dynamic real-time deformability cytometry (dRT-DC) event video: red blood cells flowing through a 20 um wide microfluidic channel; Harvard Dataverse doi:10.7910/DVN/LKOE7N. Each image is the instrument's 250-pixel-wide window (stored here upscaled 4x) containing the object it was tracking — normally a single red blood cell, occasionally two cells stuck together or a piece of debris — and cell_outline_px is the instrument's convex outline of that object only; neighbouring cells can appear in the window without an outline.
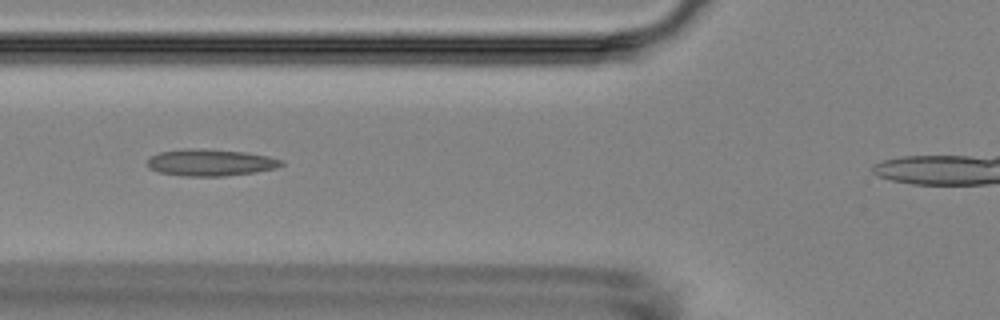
{"species": "Egyptian fruit bat (a non-hibernating species)", "species_latin": "Rousettus aegyptiacus", "temperature_condition": "room temperature", "stored_images_in_passage": 11, "segment_of_instrument_passage": [1, 2], "camera_frame_rate_fps": 3000, "um_per_image_px": 0.085, "animal": {"sex": "female"}, "frame": {"image": 1, "passage_image": 5, "time_ms": 4.667, "image_size_px": [1000, 320], "cell_outline_px": [[284, 164], [276, 168], [256, 172], [224, 176], [184, 176], [160, 172], [148, 168], [148, 160], [152, 156], [160, 152], [184, 148], [204, 148], [244, 152], [268, 156], [284, 160]], "centroid_in_image_um": [17.91, 13.81], "position_along_channel_um": 107.9, "area_um2": 20.98}}
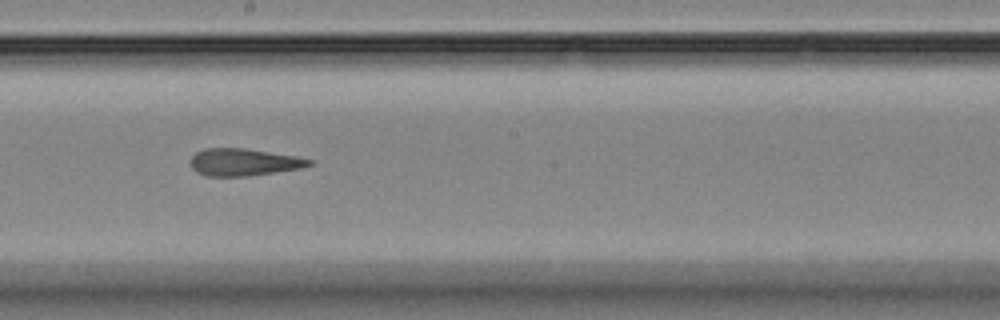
{"frame": {"image": 2, "passage_image": 8, "time_ms": 8.0, "image_size_px": [1000, 320], "cell_outline_px": [[312, 164], [300, 168], [248, 176], [204, 176], [196, 172], [188, 164], [188, 160], [196, 152], [204, 148], [244, 148], [296, 156], [312, 160]], "centroid_in_image_um": [20.63, 13.78], "position_along_channel_um": 227.6, "area_um2": 18.9}}
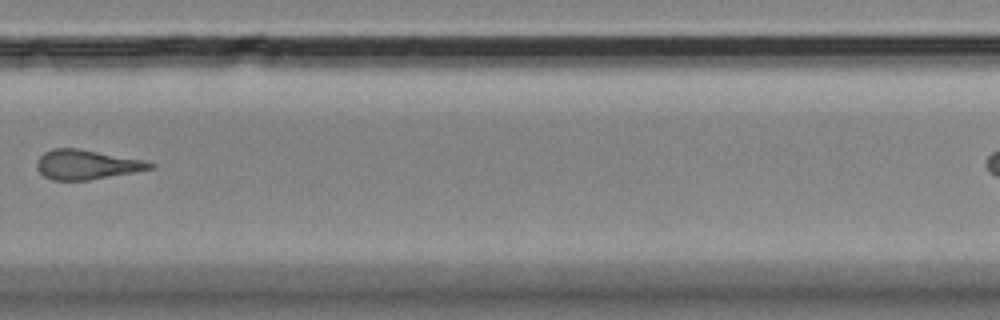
{"frame": {"image": 3, "passage_image": 10, "time_ms": 10.667, "image_size_px": [1000, 320], "cell_outline_px": [[156, 164], [152, 168], [136, 172], [88, 180], [52, 180], [44, 176], [36, 168], [36, 160], [44, 152], [52, 148], [80, 148], [144, 160]], "centroid_in_image_um": [7.34, 13.98], "position_along_channel_um": 322.5, "area_um2": 19.65}}